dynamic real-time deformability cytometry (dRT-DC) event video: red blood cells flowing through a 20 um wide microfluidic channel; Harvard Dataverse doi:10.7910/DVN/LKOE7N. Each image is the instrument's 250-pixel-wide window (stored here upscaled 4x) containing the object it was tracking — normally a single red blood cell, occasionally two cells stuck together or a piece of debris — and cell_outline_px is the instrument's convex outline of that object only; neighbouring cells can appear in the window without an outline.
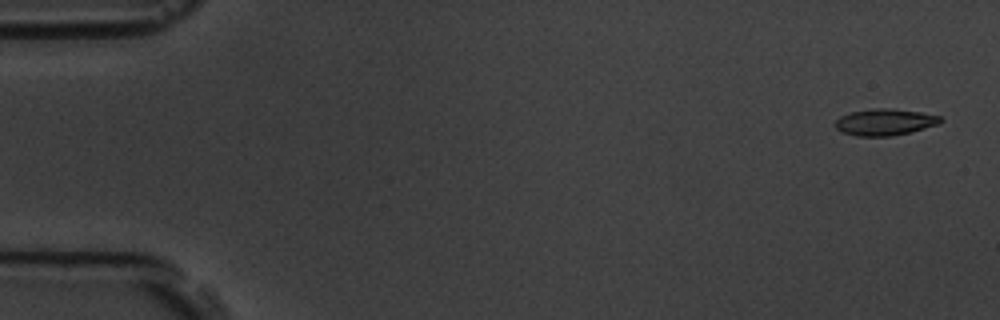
{"species": "common noctule bat (a hibernating species)", "species_latin": "Nyctalus noctula", "temperature_condition": "room temperature", "stored_images_in_passage": 16, "camera_frame_rate_fps": 3000, "um_per_image_px": 0.085, "animal": {"sex": "male", "body_mass_g": 19.5, "forearm_length_mm": 54.6}, "frame": {"image": 1, "passage_image": 1, "time_ms": 0.0, "image_size_px": [1000, 320], "cell_outline_px": [[944, 120], [940, 124], [912, 132], [892, 136], [856, 136], [840, 132], [836, 128], [836, 120], [840, 116], [852, 112], [872, 108], [888, 108], [920, 112], [940, 116]], "centroid_in_image_um": [75.23, 10.38], "position_along_channel_um": 9.8, "area_um2": 16.42}}
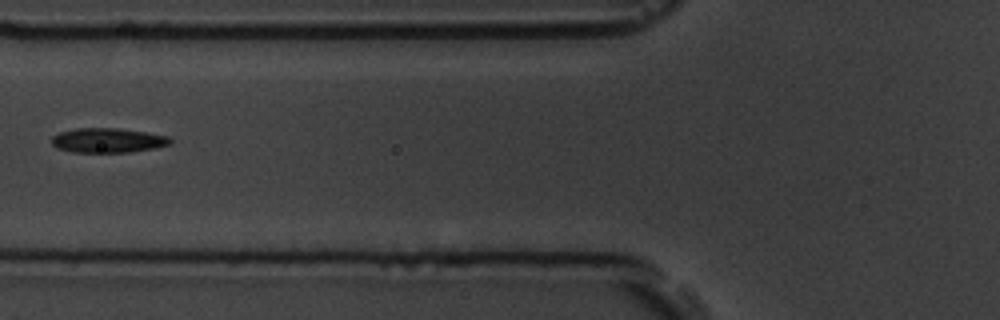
{"frame": {"image": 2, "passage_image": 6, "time_ms": 6.667, "image_size_px": [1000, 320], "cell_outline_px": [[172, 144], [152, 148], [128, 152], [72, 152], [56, 148], [52, 144], [52, 136], [60, 132], [76, 128], [116, 128], [148, 132], [168, 136], [172, 140]], "centroid_in_image_um": [9.16, 11.92], "position_along_channel_um": 116.6, "area_um2": 16.99}}
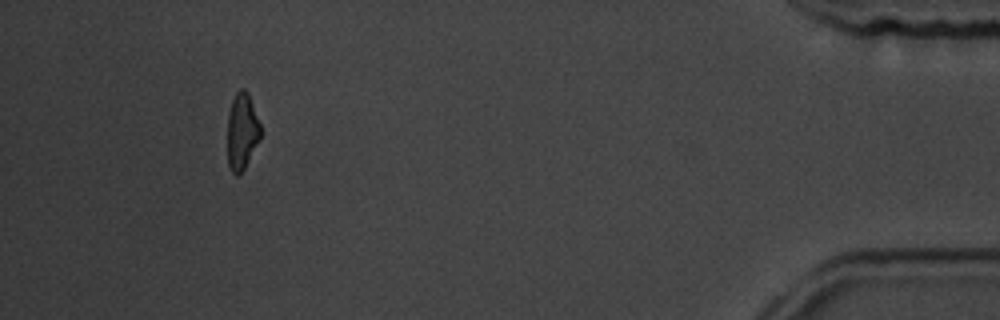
{"frame": {"image": 3, "passage_image": 14, "time_ms": 16.667, "image_size_px": [1000, 320], "cell_outline_px": [[260, 140], [244, 168], [236, 176], [232, 172], [228, 164], [228, 112], [232, 100], [236, 92], [240, 88], [244, 88], [248, 92], [260, 124]], "centroid_in_image_um": [20.57, 11.14], "position_along_channel_um": 414.6, "area_um2": 14.68}}